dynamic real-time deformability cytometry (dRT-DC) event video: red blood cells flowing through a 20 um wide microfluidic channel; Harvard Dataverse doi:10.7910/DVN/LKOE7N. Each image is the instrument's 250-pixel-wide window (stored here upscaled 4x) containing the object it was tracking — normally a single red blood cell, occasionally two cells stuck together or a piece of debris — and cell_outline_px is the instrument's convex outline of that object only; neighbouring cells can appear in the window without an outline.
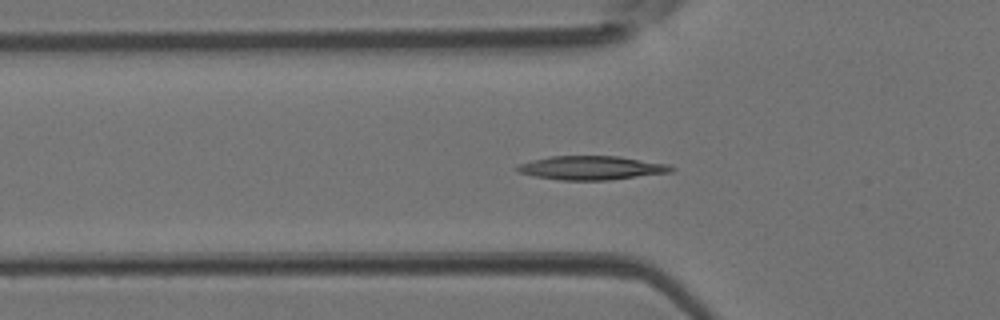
{"species": "Egyptian fruit bat (a non-hibernating species)", "species_latin": "Rousettus aegyptiacus", "temperature_condition": "room temperature", "stored_images_in_passage": 39, "camera_frame_rate_fps": 3000, "um_per_image_px": 0.085, "animal": {"sex": "female"}, "frame": {"image": 1, "passage_image": 10, "time_ms": 3.0, "image_size_px": [1000, 320], "cell_outline_px": [[676, 168], [672, 172], [608, 180], [560, 180], [536, 176], [516, 172], [516, 168], [520, 164], [532, 160], [552, 156], [616, 156], [668, 164]], "centroid_in_image_um": [50.28, 14.27], "position_along_channel_um": 75.5, "area_um2": 21.21}}
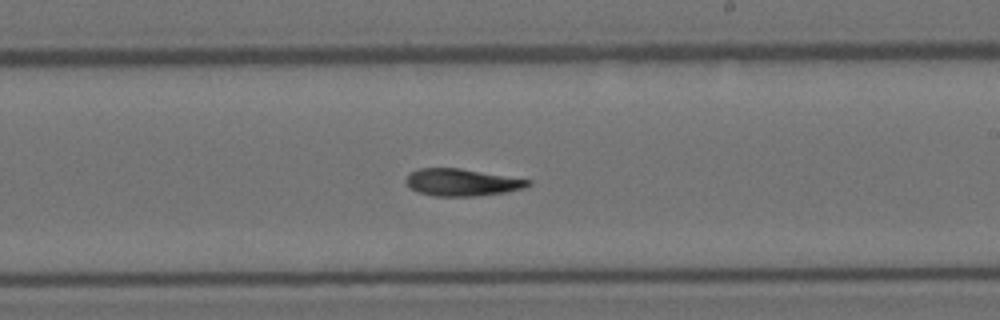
{"frame": {"image": 2, "passage_image": 21, "time_ms": 6.667, "image_size_px": [1000, 320], "cell_outline_px": [[532, 184], [524, 188], [504, 192], [476, 196], [432, 196], [420, 192], [412, 188], [404, 180], [412, 172], [420, 168], [460, 168], [532, 180]], "centroid_in_image_um": [39.29, 15.5], "position_along_channel_um": 249.7, "area_um2": 19.13}}
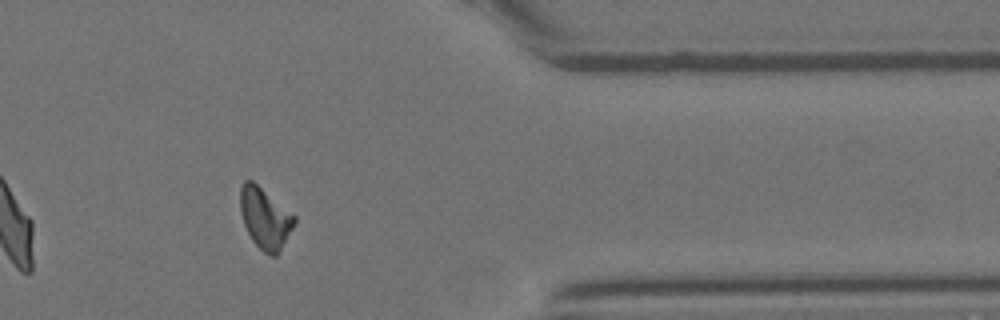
{"frame": {"image": 3, "passage_image": 31, "time_ms": 10.0, "image_size_px": [1000, 320], "cell_outline_px": [[296, 224], [276, 256], [272, 256], [264, 252], [252, 240], [244, 224], [240, 212], [240, 188], [244, 180], [252, 180], [296, 216]], "centroid_in_image_um": [22.53, 18.54], "position_along_channel_um": 388.9, "area_um2": 19.13}}